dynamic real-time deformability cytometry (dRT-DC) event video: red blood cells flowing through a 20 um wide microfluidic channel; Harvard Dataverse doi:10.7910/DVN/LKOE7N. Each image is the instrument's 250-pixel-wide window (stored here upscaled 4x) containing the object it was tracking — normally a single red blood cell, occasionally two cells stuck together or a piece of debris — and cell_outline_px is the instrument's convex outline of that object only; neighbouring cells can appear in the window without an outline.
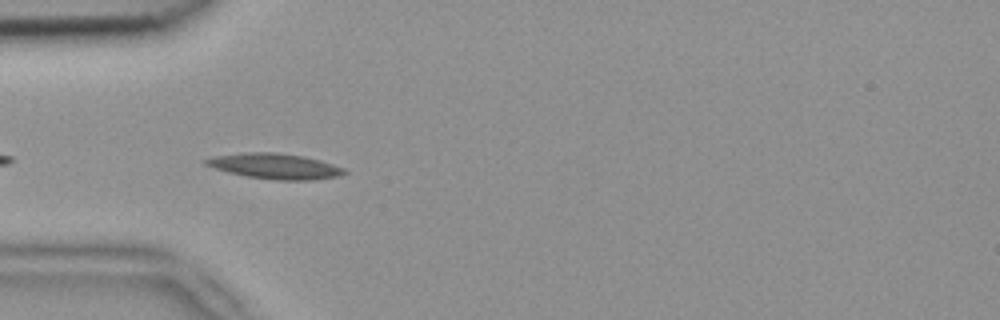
{"species": "common noctule bat (a hibernating species)", "species_latin": "Nyctalus noctula", "temperature_condition": "room temperature", "stored_images_in_passage": 16, "camera_frame_rate_fps": 3000, "um_per_image_px": 0.085, "animal": {"sex": "female", "body_mass_g": 18.4}, "frame": {"image": 1, "passage_image": 3, "time_ms": 0.667, "image_size_px": [1000, 320], "cell_outline_px": [[348, 172], [340, 176], [312, 180], [276, 180], [248, 176], [228, 172], [204, 164], [200, 160], [212, 156], [240, 152], [276, 152], [304, 156], [320, 160], [344, 168]], "centroid_in_image_um": [23.34, 14.11], "position_along_channel_um": 61.7, "area_um2": 20.69}}
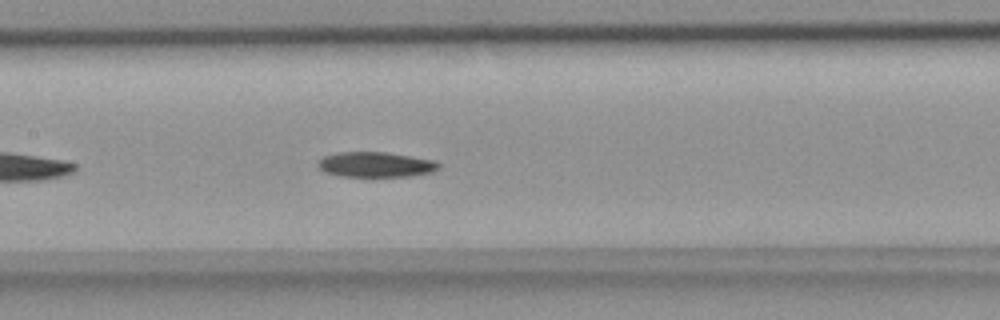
{"frame": {"image": 2, "passage_image": 12, "time_ms": 3.667, "image_size_px": [1000, 320], "cell_outline_px": [[440, 168], [432, 172], [412, 176], [340, 176], [324, 172], [316, 164], [324, 156], [340, 152], [384, 152], [436, 160], [440, 164]], "centroid_in_image_um": [31.96, 13.99], "position_along_channel_um": 175.4, "area_um2": 17.69}}